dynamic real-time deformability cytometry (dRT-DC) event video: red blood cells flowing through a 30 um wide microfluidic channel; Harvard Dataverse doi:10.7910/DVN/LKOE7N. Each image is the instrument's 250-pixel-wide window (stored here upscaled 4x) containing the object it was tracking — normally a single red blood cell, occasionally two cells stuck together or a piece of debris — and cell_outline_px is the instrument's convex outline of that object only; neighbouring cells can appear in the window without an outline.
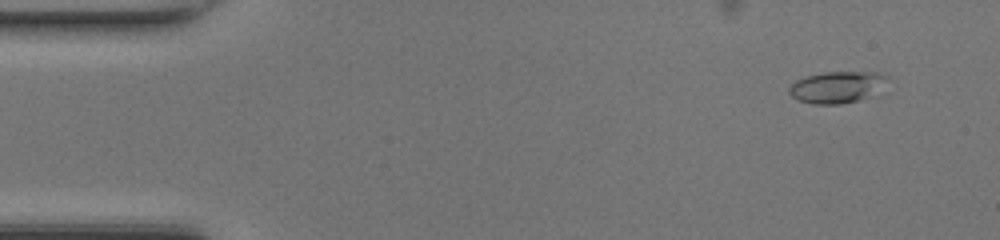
{"species": "common noctule bat (a hibernating species)", "species_latin": "Nyctalus noctula", "temperature_condition": "room temperature", "stored_images_in_passage": 44, "camera_frame_rate_fps": 3000, "um_per_image_px": 0.085, "animal": {"sex": "female", "body_mass_g": 17.0, "forearm_length_mm": 48.0}, "frame": {"image": 1, "passage_image": 4, "time_ms": 1.0, "image_size_px": [1000, 240], "cell_outline_px": [[888, 76], [868, 96], [860, 100], [840, 104], [812, 104], [796, 100], [788, 92], [788, 88], [796, 80], [808, 76], [824, 72], [876, 72]], "centroid_in_image_um": [71.02, 7.41], "position_along_channel_um": 14.0, "area_um2": 17.57}}
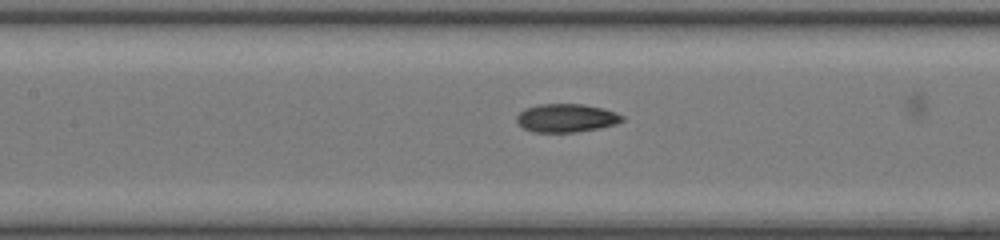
{"frame": {"image": 2, "passage_image": 22, "time_ms": 7.0, "image_size_px": [1000, 240], "cell_outline_px": [[624, 120], [616, 124], [600, 128], [576, 132], [532, 132], [524, 128], [516, 120], [516, 116], [524, 108], [540, 104], [584, 104], [604, 108], [616, 112], [624, 116]], "centroid_in_image_um": [48.16, 10.02], "position_along_channel_um": 159.2, "area_um2": 17.57}}
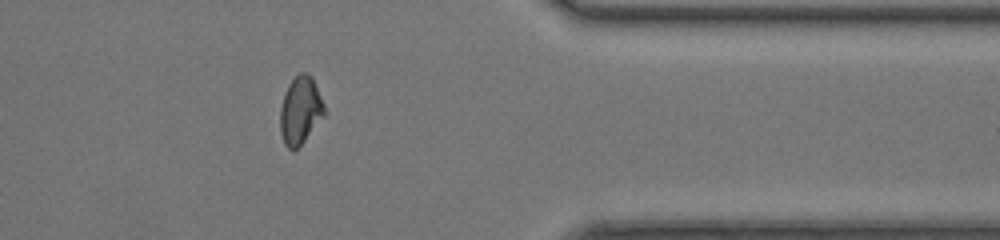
{"frame": {"image": 3, "passage_image": 39, "time_ms": 12.667, "image_size_px": [1000, 240], "cell_outline_px": [[328, 112], [304, 140], [296, 148], [288, 148], [284, 144], [280, 132], [280, 108], [284, 92], [288, 84], [300, 72], [308, 72], [312, 76]], "centroid_in_image_um": [25.54, 9.34], "position_along_channel_um": 385.9, "area_um2": 17.57}, "authors_computed_cell_mechanics": {"area_um2": 17.2533, "velocity_mm_per_s": 4.3368, "shape_relaxation_time_tau1_ms": 6.0337, "shape_relaxation_time_tau2_ms": 1.4567, "deformation_change_tau1": 0.2014, "deformation_change_tau2": 0.0739}}